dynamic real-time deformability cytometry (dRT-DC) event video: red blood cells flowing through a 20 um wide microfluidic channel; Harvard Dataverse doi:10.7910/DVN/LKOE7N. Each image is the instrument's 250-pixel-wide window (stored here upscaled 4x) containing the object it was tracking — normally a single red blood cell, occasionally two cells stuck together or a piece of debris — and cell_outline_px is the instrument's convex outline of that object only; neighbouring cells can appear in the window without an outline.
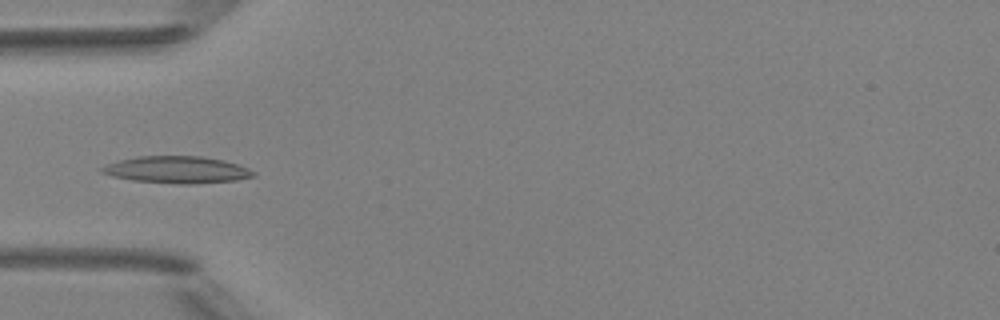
{"species": "Egyptian fruit bat (a non-hibernating species)", "species_latin": "Rousettus aegyptiacus", "temperature_condition": "room temperature", "stored_images_in_passage": 3, "camera_frame_rate_fps": 3000, "um_per_image_px": 0.085, "animal": {"sex": "female"}, "frame": {"image": 1, "passage_image": 2, "time_ms": 1.333, "image_size_px": [1000, 320], "cell_outline_px": [[256, 176], [236, 180], [192, 184], [180, 184], [132, 180], [112, 176], [100, 172], [96, 168], [120, 160], [136, 156], [200, 156], [224, 160], [248, 168], [256, 172]], "centroid_in_image_um": [15.02, 14.43], "position_along_channel_um": 70.0, "area_um2": 23.87}}
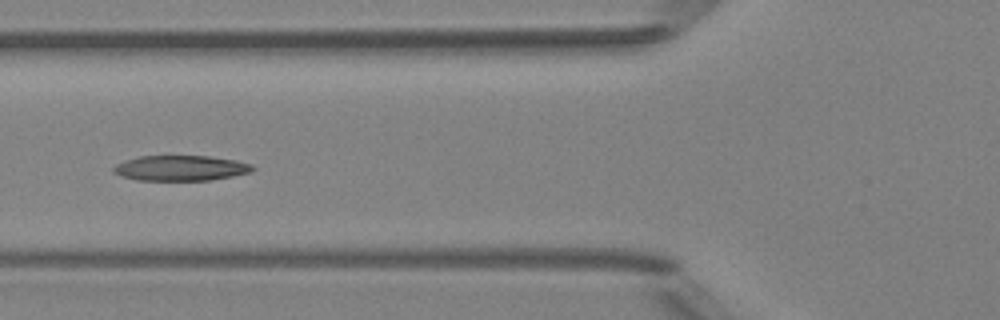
{"frame": {"image": 2, "passage_image": 3, "time_ms": 2.333, "image_size_px": [1000, 320], "cell_outline_px": [[256, 168], [252, 172], [232, 176], [208, 180], [136, 180], [120, 176], [112, 172], [112, 168], [116, 164], [140, 156], [208, 156], [236, 160], [252, 164]], "centroid_in_image_um": [15.37, 14.29], "position_along_channel_um": 110.4, "area_um2": 20.52}}